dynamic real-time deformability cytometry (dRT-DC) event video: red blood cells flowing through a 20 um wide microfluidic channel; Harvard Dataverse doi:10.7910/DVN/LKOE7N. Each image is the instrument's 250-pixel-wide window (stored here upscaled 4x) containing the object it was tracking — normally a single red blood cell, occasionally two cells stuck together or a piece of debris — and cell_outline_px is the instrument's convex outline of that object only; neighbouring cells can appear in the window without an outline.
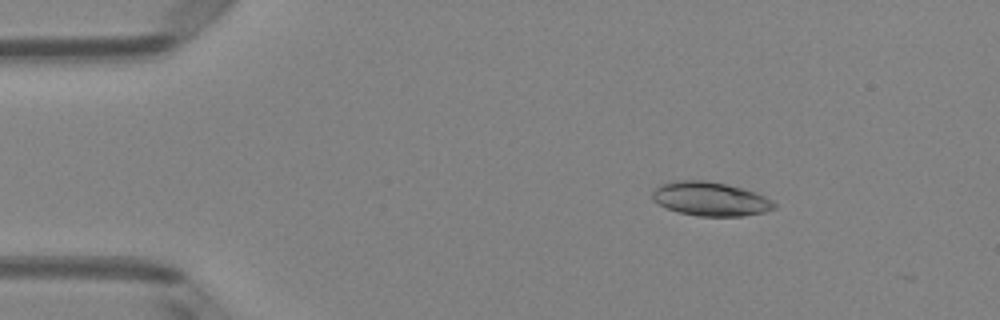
{"species": "Egyptian fruit bat (a non-hibernating species)", "species_latin": "Rousettus aegyptiacus", "temperature_condition": "room temperature", "stored_images_in_passage": 10, "camera_frame_rate_fps": 3000, "um_per_image_px": 0.085, "animal": {"sex": "female"}, "frame": {"image": 1, "passage_image": 8, "time_ms": 2.333, "image_size_px": [1000, 320], "cell_outline_px": [[776, 208], [764, 212], [740, 216], [700, 216], [680, 212], [668, 208], [652, 200], [652, 192], [660, 184], [676, 180], [708, 180], [756, 192], [772, 200], [776, 204]], "centroid_in_image_um": [60.38, 16.9], "position_along_channel_um": 24.6, "area_um2": 23.93}}